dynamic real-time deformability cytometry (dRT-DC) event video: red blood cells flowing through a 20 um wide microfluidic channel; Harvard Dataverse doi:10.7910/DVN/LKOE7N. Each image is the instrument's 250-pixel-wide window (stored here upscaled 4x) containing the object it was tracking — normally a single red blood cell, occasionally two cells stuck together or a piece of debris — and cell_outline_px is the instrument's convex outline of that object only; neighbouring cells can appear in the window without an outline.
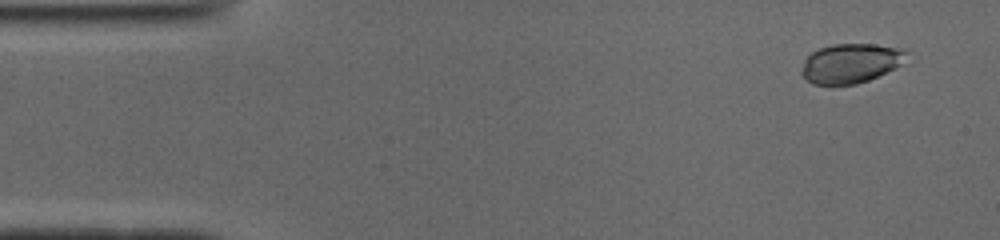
{"species": "common noctule bat (a hibernating species)", "species_latin": "Nyctalus noctula", "temperature_condition": "cold", "stored_images_in_passage": 48, "camera_frame_rate_fps": 3000, "um_per_image_px": 0.085, "animal": {"sex": "male", "body_mass_g": 19.0, "forearm_length_mm": 50.8}, "frame": {"image": 1, "passage_image": 1, "time_ms": 0.0, "image_size_px": [1000, 240], "cell_outline_px": [[908, 52], [904, 64], [868, 80], [856, 84], [812, 84], [800, 72], [804, 60], [812, 52], [820, 48], [832, 44], [872, 44], [904, 48]], "centroid_in_image_um": [72.34, 5.36], "position_along_channel_um": 12.7, "area_um2": 24.16}}
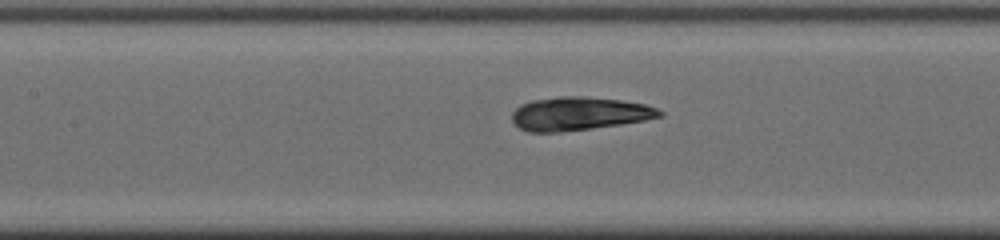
{"frame": {"image": 2, "passage_image": 20, "time_ms": 6.333, "image_size_px": [1000, 240], "cell_outline_px": [[664, 116], [644, 120], [620, 124], [592, 128], [556, 132], [528, 132], [520, 128], [512, 120], [512, 112], [520, 104], [532, 100], [560, 96], [580, 96], [620, 100], [644, 104], [656, 108], [664, 112]], "centroid_in_image_um": [49.21, 9.66], "position_along_channel_um": 158.2, "area_um2": 28.55}}
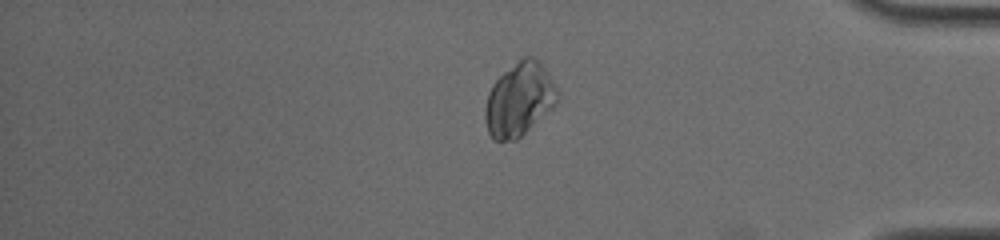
{"frame": {"image": 3, "passage_image": 40, "time_ms": 13.0, "image_size_px": [1000, 240], "cell_outline_px": [[560, 96], [556, 104], [552, 108], [516, 140], [492, 140], [488, 132], [484, 120], [484, 108], [488, 92], [492, 84], [504, 72], [524, 56], [532, 56], [540, 64], [552, 80]], "centroid_in_image_um": [44.1, 8.48], "position_along_channel_um": 391.1, "area_um2": 30.58}, "authors_computed_cell_mechanics": {"area_um2": 28.2064, "velocity_mm_per_s": 3.9259, "shape_relaxation_time_tau1_ms": 2.2156, "shape_relaxation_time_tau2_ms": 2.0049, "deformation_change_tau1": 0.0673, "deformation_change_tau2": 0.0274}}